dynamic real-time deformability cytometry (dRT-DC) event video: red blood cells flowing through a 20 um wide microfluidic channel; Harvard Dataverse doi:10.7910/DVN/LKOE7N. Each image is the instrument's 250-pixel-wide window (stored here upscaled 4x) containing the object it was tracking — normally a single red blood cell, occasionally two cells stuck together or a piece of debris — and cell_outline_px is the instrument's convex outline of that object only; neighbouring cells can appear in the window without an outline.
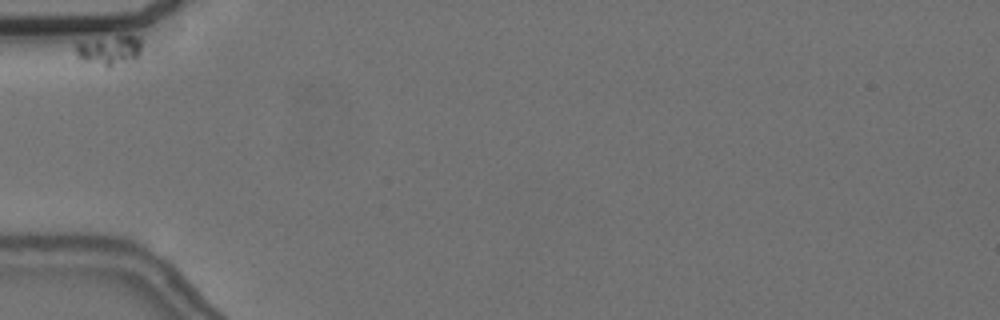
{"species": "common noctule bat (a hibernating species)", "species_latin": "Nyctalus noctula", "temperature_condition": "cold", "stored_images_in_passage": 39, "camera_frame_rate_fps": 3000, "um_per_image_px": 0.085, "animal": {"sex": "female", "body_mass_g": 24.6, "forearm_length_mm": 56.2}, "frame": {"image": 1, "passage_image": 1, "time_ms": 0.0, "image_size_px": [1000, 320], "cell_outline_px": [[140, 52], [136, 56], [108, 68], [84, 60], [76, 56], [76, 44], [116, 36], [136, 36], [140, 40]], "centroid_in_image_um": [9.28, 4.28], "position_along_channel_um": 75.7, "area_um2": 10.69}}
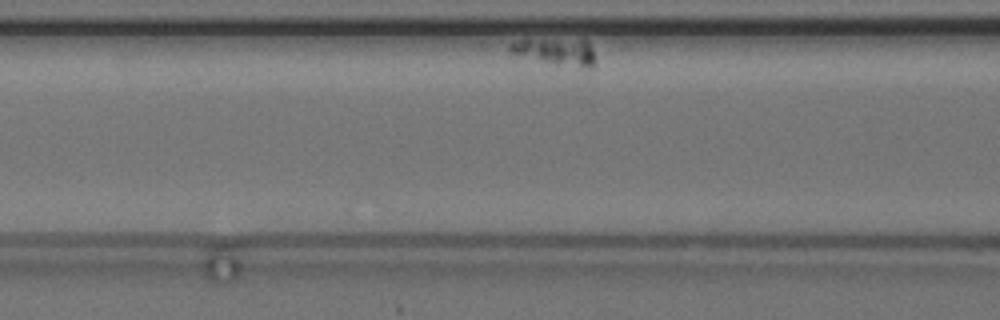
{"frame": {"image": 2, "passage_image": 7, "time_ms": 2.0, "image_size_px": [1000, 320], "cell_outline_px": [[596, 64], [592, 68], [588, 68], [556, 64], [508, 52], [508, 44], [524, 36], [588, 40], [592, 48], [596, 60]], "centroid_in_image_um": [47.22, 4.31], "position_along_channel_um": 119.4, "area_um2": 14.22}}